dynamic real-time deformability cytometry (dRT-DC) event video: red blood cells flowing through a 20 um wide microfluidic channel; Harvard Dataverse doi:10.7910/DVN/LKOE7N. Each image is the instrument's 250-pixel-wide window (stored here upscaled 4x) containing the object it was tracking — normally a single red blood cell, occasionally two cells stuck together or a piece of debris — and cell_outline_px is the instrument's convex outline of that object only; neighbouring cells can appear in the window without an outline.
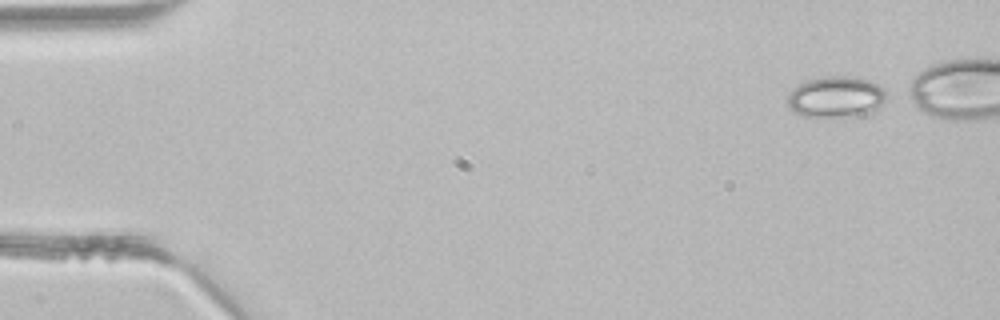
{"species": "common noctule bat (a hibernating species)", "species_latin": "Nyctalus noctula", "temperature_condition": "room temperature", "stored_images_in_passage": 3, "camera_frame_rate_fps": 3000, "um_per_image_px": 0.085, "animal": {"sex": "male", "body_mass_g": 21.5, "forearm_length_mm": 52.0}, "frame": {"image": 1, "passage_image": 1, "time_ms": 0.0, "image_size_px": [1000, 320], "cell_outline_px": [[892, 92], [880, 108], [876, 112], [860, 116], [800, 116], [792, 112], [788, 108], [788, 92], [792, 88], [804, 80], [824, 76], [856, 76], [872, 80]], "centroid_in_image_um": [71.14, 8.22], "position_along_channel_um": 13.9, "area_um2": 24.91}}